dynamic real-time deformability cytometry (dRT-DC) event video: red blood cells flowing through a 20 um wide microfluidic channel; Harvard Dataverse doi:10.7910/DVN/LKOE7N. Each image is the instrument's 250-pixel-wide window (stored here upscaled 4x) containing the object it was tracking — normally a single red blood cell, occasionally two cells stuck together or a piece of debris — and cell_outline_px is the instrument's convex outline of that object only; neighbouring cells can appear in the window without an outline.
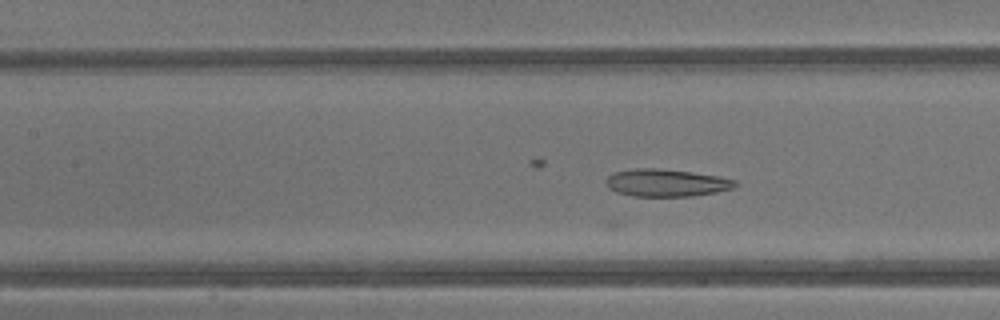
{"species": "common noctule bat (a hibernating species)", "species_latin": "Nyctalus noctula", "temperature_condition": "warm", "stored_images_in_passage": 17, "camera_frame_rate_fps": 3000, "um_per_image_px": 0.085, "animal": {"sex": "male", "body_mass_g": 13.3}, "frame": {"image": 1, "passage_image": 16, "time_ms": 5.0, "image_size_px": [1000, 320], "cell_outline_px": [[740, 184], [736, 188], [716, 192], [692, 196], [632, 196], [616, 192], [608, 188], [604, 180], [612, 172], [636, 168], [656, 168], [692, 172], [720, 176], [736, 180]], "centroid_in_image_um": [56.65, 15.53], "position_along_channel_um": 150.7, "area_um2": 20.98}}